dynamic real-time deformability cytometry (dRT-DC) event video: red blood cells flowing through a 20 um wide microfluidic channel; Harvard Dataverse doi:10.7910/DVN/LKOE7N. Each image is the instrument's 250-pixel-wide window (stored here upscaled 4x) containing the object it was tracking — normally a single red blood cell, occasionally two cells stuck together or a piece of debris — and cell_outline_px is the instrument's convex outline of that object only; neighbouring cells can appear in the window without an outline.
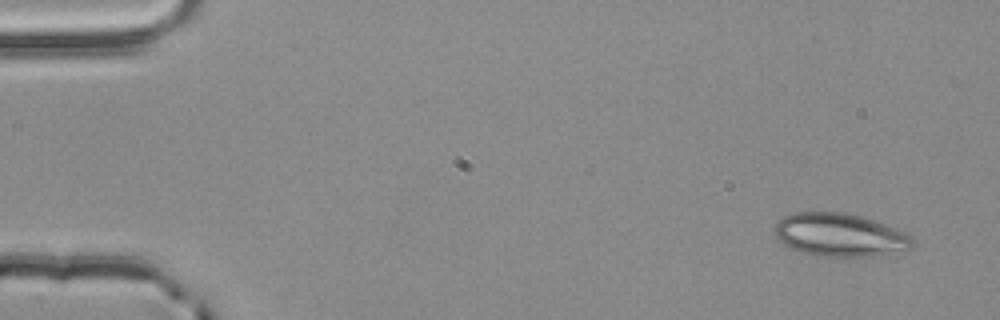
{"species": "common noctule bat (a hibernating species)", "species_latin": "Nyctalus noctula", "temperature_condition": "room temperature", "stored_images_in_passage": 4, "camera_frame_rate_fps": 3000, "um_per_image_px": 0.085, "animal": {"sex": "male", "body_mass_g": 20.4}, "frame": {"image": 1, "passage_image": 1, "time_ms": 0.0, "image_size_px": [1000, 320], "cell_outline_px": [[912, 248], [872, 256], [816, 256], [800, 252], [784, 244], [776, 236], [776, 224], [784, 216], [792, 212], [844, 212], [860, 216], [896, 228], [912, 236]], "centroid_in_image_um": [71.37, 19.96], "position_along_channel_um": 13.6, "area_um2": 34.28}}